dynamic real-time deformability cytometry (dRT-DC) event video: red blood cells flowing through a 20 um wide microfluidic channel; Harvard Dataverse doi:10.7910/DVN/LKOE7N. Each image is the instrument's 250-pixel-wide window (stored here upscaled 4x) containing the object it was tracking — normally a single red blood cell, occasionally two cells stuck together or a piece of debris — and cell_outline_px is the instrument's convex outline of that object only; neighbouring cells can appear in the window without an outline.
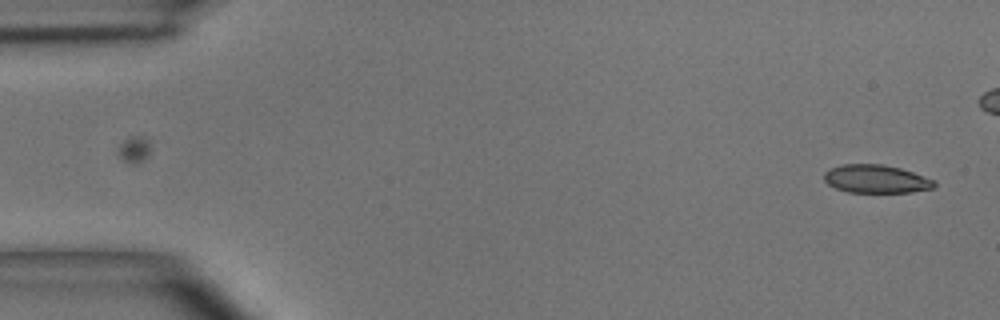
{"species": "common noctule bat (a hibernating species)", "species_latin": "Nyctalus noctula", "temperature_condition": "room temperature", "stored_images_in_passage": 12, "camera_frame_rate_fps": 3000, "um_per_image_px": 0.085, "animal": {"sex": "male", "body_mass_g": 15.6}, "frame": {"image": 1, "passage_image": 1, "time_ms": 0.0, "image_size_px": [1000, 320], "cell_outline_px": [[936, 188], [908, 192], [848, 192], [836, 188], [828, 184], [824, 180], [824, 172], [840, 164], [880, 164], [900, 168], [936, 180]], "centroid_in_image_um": [74.48, 15.21], "position_along_channel_um": 10.5, "area_um2": 18.09}}